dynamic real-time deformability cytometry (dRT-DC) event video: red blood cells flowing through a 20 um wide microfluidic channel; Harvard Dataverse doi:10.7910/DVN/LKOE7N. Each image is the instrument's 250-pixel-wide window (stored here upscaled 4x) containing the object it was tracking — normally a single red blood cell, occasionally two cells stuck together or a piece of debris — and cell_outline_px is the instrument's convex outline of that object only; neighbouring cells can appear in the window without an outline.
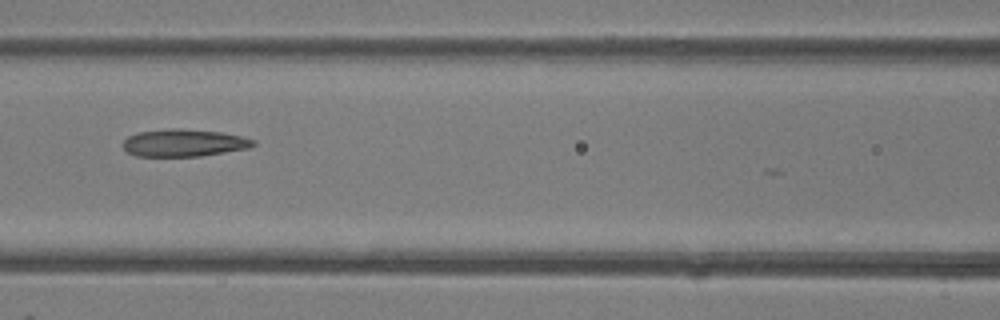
{"species": "common noctule bat (a hibernating species)", "species_latin": "Nyctalus noctula", "temperature_condition": "room temperature", "stored_images_in_passage": 6, "camera_frame_rate_fps": 3000, "um_per_image_px": 0.085, "animal": {"sex": "female"}, "frame": {"image": 1, "passage_image": 6, "time_ms": 5.667, "image_size_px": [1000, 320], "cell_outline_px": [[256, 144], [248, 148], [200, 156], [136, 156], [128, 152], [124, 148], [124, 140], [128, 136], [140, 132], [172, 128], [180, 128], [220, 132], [240, 136], [256, 140]], "centroid_in_image_um": [15.64, 12.14], "position_along_channel_um": 151.0, "area_um2": 20.58}}